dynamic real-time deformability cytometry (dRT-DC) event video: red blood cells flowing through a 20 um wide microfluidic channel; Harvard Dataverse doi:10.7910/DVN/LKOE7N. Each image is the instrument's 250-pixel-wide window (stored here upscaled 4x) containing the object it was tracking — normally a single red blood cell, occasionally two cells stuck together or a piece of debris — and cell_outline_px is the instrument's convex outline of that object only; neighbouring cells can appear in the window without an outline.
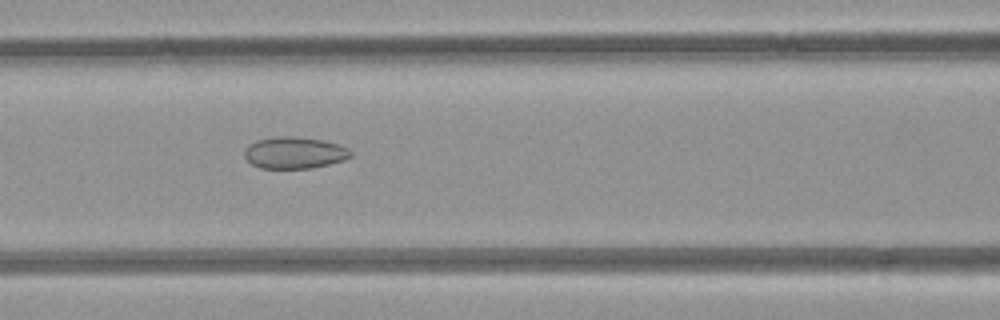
{"species": "common noctule bat (a hibernating species)", "species_latin": "Nyctalus noctula", "temperature_condition": "room temperature", "stored_images_in_passage": 7, "camera_frame_rate_fps": 3000, "um_per_image_px": 0.085, "animal": {"sex": "female", "body_mass_g": 21.9}, "frame": {"image": 1, "passage_image": 3, "time_ms": 2.333, "image_size_px": [1000, 320], "cell_outline_px": [[352, 156], [344, 160], [312, 168], [260, 168], [252, 164], [244, 156], [244, 152], [256, 140], [276, 136], [296, 136], [320, 140], [340, 144], [348, 148], [352, 152]], "centroid_in_image_um": [25.06, 12.98], "position_along_channel_um": 141.5, "area_um2": 19.54}}
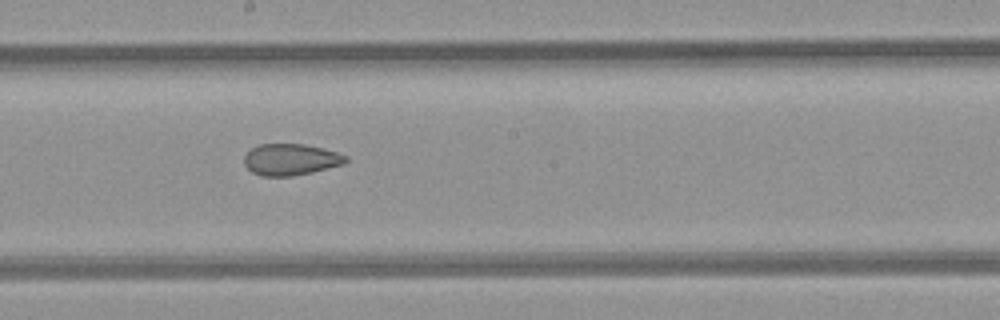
{"frame": {"image": 2, "passage_image": 5, "time_ms": 4.333, "image_size_px": [1000, 320], "cell_outline_px": [[348, 160], [344, 164], [312, 172], [292, 176], [260, 176], [252, 172], [244, 164], [244, 156], [252, 148], [260, 144], [304, 144], [336, 152], [348, 156]], "centroid_in_image_um": [24.7, 13.57], "position_along_channel_um": 223.5, "area_um2": 18.55}}
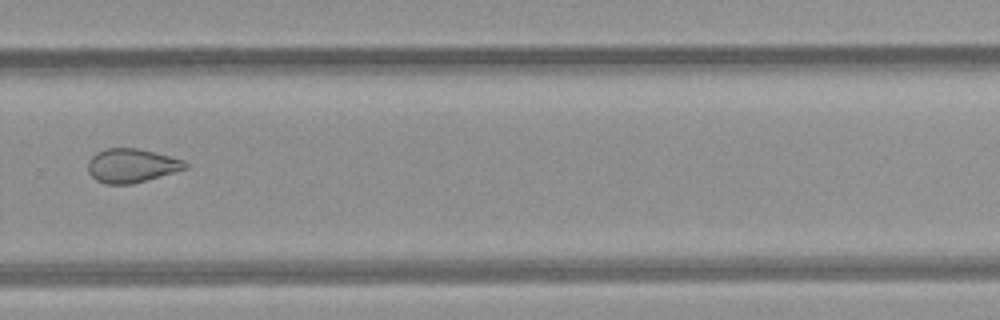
{"frame": {"image": 3, "passage_image": 7, "time_ms": 6.667, "image_size_px": [1000, 320], "cell_outline_px": [[188, 168], [132, 184], [108, 184], [96, 180], [88, 172], [88, 160], [96, 152], [108, 148], [136, 148], [184, 160], [188, 164]], "centroid_in_image_um": [11.16, 14.08], "position_along_channel_um": 318.6, "area_um2": 19.02}}